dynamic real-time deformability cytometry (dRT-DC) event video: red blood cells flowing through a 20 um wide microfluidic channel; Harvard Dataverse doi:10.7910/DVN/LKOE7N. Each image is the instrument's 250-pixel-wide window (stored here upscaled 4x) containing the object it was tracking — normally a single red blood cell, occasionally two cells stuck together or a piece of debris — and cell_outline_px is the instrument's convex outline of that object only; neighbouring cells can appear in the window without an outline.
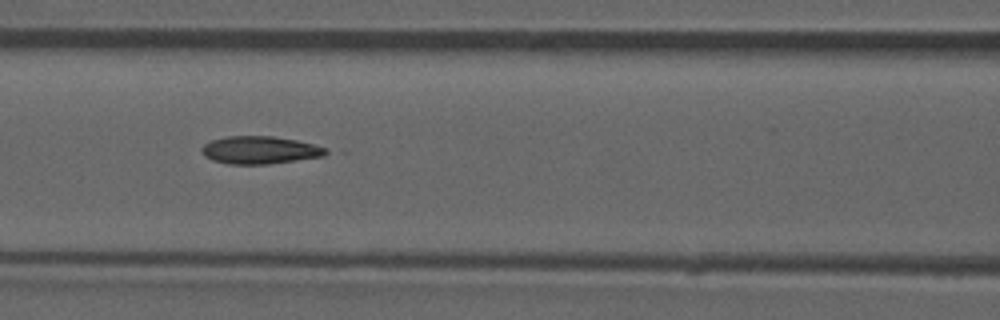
{"species": "common noctule bat (a hibernating species)", "species_latin": "Nyctalus noctula", "temperature_condition": "room temperature", "stored_images_in_passage": 51, "camera_frame_rate_fps": 3000, "um_per_image_px": 0.085, "animal": {"sex": "male", "forearm_length_mm": 52.5}, "frame": {"image": 1, "passage_image": 22, "time_ms": 7.0, "image_size_px": [1000, 320], "cell_outline_px": [[332, 152], [324, 156], [268, 164], [228, 164], [212, 160], [204, 156], [200, 148], [204, 144], [212, 140], [228, 136], [272, 136], [296, 140], [312, 144], [324, 148]], "centroid_in_image_um": [22.07, 12.76], "position_along_channel_um": 144.5, "area_um2": 20.0}, "authors_computed_cell_mechanics": {"area_um2": 20.0566, "velocity_mm_per_s": 3.95, "shape_relaxation_time_tau1_ms": null, "shape_relaxation_time_tau2_ms": 4.6118, "deformation_change_tau1": null, "deformation_change_tau2": 0.1305}}